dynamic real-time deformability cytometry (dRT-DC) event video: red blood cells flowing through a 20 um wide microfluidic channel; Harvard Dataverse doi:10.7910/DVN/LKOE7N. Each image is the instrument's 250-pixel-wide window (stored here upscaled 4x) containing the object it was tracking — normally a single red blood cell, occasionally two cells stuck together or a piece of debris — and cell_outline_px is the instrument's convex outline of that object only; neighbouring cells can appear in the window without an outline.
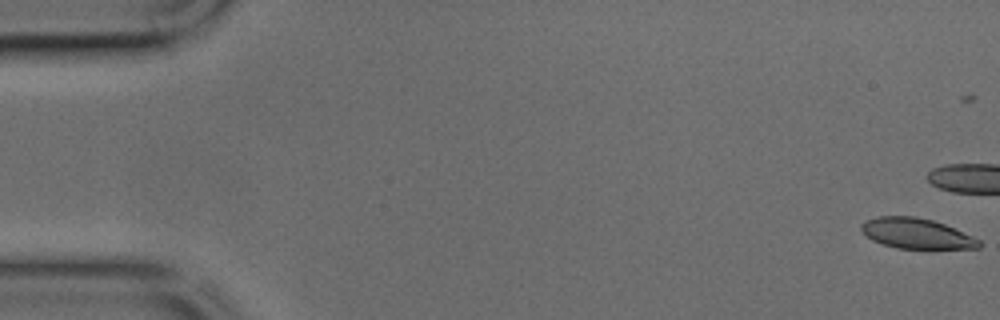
{"species": "common noctule bat (a hibernating species)", "species_latin": "Nyctalus noctula", "temperature_condition": "cold", "stored_images_in_passage": 36, "camera_frame_rate_fps": 3000, "um_per_image_px": 0.085, "animal": {"sex": "male", "body_mass_g": 17.9, "forearm_length_mm": 54.2}, "frame": {"image": 1, "passage_image": 1, "time_ms": 0.0, "image_size_px": [1000, 320], "cell_outline_px": [[984, 244], [980, 248], [896, 248], [872, 240], [860, 228], [860, 224], [876, 216], [916, 216], [932, 220], [944, 224], [972, 236], [980, 240]], "centroid_in_image_um": [77.91, 19.84], "position_along_channel_um": 7.1, "area_um2": 20.63}}